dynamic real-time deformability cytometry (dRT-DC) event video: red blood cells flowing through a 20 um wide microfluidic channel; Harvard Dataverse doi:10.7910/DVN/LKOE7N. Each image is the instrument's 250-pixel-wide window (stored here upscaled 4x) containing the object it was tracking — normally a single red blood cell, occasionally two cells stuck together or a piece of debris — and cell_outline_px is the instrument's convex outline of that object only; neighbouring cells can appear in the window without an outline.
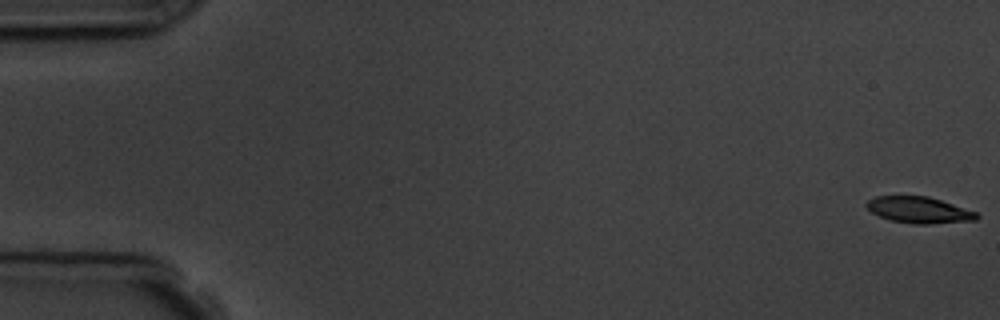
{"species": "common noctule bat (a hibernating species)", "species_latin": "Nyctalus noctula", "temperature_condition": "room temperature", "stored_images_in_passage": 7, "camera_frame_rate_fps": 3000, "um_per_image_px": 0.085, "animal": {"sex": "male", "body_mass_g": 19.5, "forearm_length_mm": 54.6}, "frame": {"image": 1, "passage_image": 1, "time_ms": 0.0, "image_size_px": [1000, 320], "cell_outline_px": [[980, 216], [976, 220], [928, 224], [912, 224], [892, 220], [880, 216], [872, 212], [864, 204], [868, 200], [876, 196], [928, 196], [976, 212]], "centroid_in_image_um": [78.1, 17.85], "position_along_channel_um": 6.9, "area_um2": 16.7}}
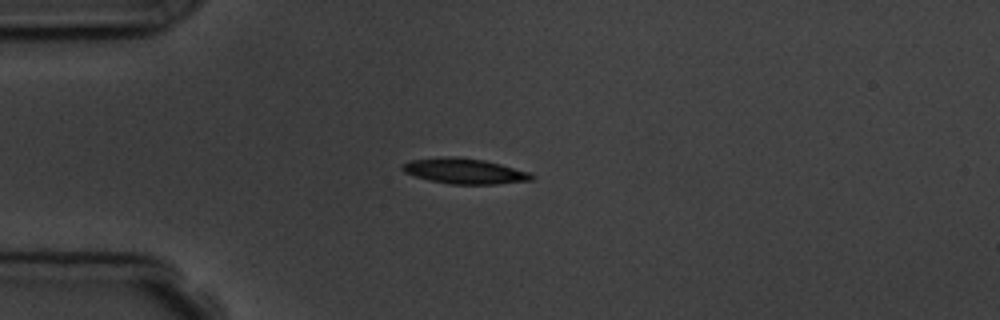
{"frame": {"image": 2, "passage_image": 5, "time_ms": 4.667, "image_size_px": [1000, 320], "cell_outline_px": [[536, 176], [532, 180], [496, 184], [452, 184], [428, 180], [404, 172], [400, 168], [400, 164], [412, 160], [440, 156], [460, 156], [484, 160], [500, 164], [528, 172]], "centroid_in_image_um": [39.44, 14.53], "position_along_channel_um": 45.6, "area_um2": 19.25}}